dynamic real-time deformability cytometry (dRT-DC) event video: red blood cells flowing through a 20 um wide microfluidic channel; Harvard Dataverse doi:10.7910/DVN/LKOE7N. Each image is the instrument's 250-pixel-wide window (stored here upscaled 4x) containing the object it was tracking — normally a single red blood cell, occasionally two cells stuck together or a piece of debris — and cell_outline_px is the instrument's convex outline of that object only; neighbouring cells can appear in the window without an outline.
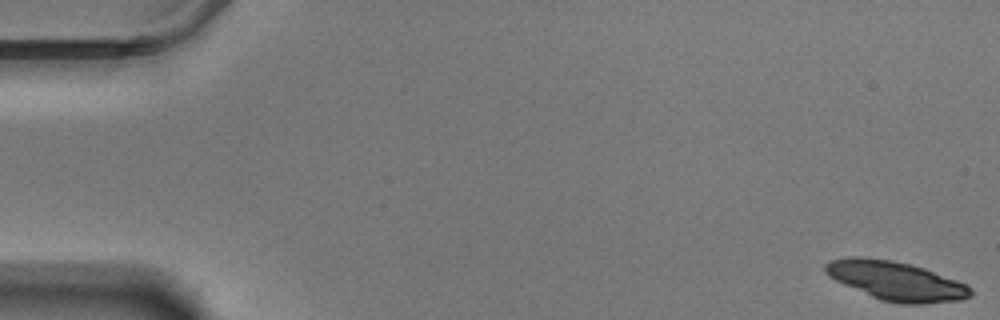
{"species": "Egyptian fruit bat (a non-hibernating species)", "species_latin": "Rousettus aegyptiacus", "temperature_condition": "warm", "stored_images_in_passage": 18, "camera_frame_rate_fps": 3000, "um_per_image_px": 0.085, "animal": {"sex": "male"}, "frame": {"image": 1, "passage_image": 1, "time_ms": 0.0, "image_size_px": [1000, 320], "cell_outline_px": [[972, 296], [964, 300], [924, 304], [900, 304], [880, 300], [844, 284], [828, 276], [824, 272], [824, 264], [828, 260], [848, 256], [860, 256], [892, 260], [924, 268], [968, 284], [972, 288]], "centroid_in_image_um": [76.17, 23.87], "position_along_channel_um": 8.8, "area_um2": 33.35}}
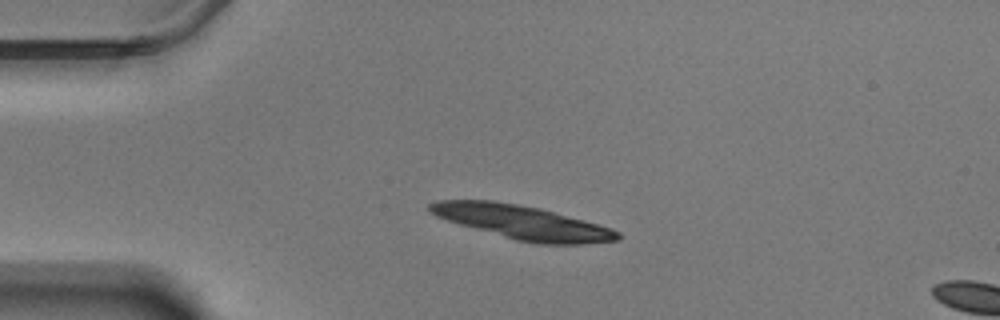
{"frame": {"image": 2, "passage_image": 14, "time_ms": 4.333, "image_size_px": [1000, 320], "cell_outline_px": [[620, 240], [580, 244], [536, 244], [516, 240], [460, 224], [436, 216], [428, 212], [428, 204], [436, 200], [492, 200], [540, 208], [612, 228], [620, 232]], "centroid_in_image_um": [44.4, 18.89], "position_along_channel_um": 40.6, "area_um2": 36.82}}